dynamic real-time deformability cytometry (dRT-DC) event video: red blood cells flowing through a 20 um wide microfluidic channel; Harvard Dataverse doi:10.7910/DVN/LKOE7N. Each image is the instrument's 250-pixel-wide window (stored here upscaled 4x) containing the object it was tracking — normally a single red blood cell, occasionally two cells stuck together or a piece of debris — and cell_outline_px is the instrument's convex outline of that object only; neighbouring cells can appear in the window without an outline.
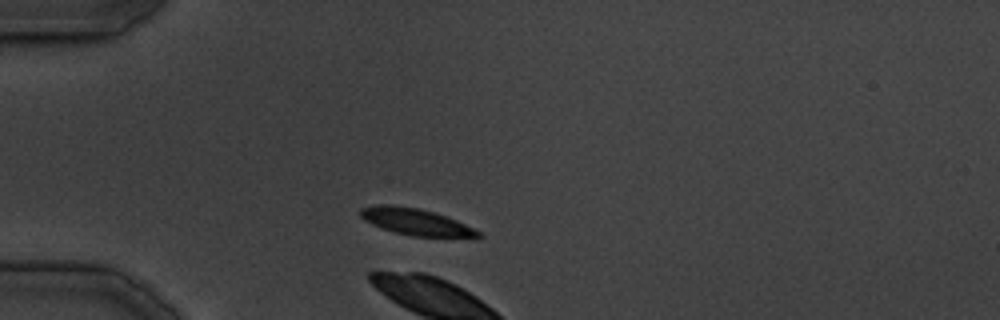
{"species": "common noctule bat (a hibernating species)", "species_latin": "Nyctalus noctula", "temperature_condition": "cold", "stored_images_in_passage": 26, "camera_frame_rate_fps": 3000, "um_per_image_px": 0.085, "animal": {"sex": "male", "body_mass_g": 19.5, "forearm_length_mm": 54.6}, "frame": {"image": 1, "passage_image": 1, "time_ms": 0.0, "image_size_px": [1000, 320], "cell_outline_px": [[484, 236], [412, 236], [380, 228], [364, 220], [360, 216], [360, 208], [380, 204], [392, 204], [420, 208], [436, 212], [456, 220], [480, 232]], "centroid_in_image_um": [35.26, 18.82], "position_along_channel_um": 49.7, "area_um2": 18.03}}